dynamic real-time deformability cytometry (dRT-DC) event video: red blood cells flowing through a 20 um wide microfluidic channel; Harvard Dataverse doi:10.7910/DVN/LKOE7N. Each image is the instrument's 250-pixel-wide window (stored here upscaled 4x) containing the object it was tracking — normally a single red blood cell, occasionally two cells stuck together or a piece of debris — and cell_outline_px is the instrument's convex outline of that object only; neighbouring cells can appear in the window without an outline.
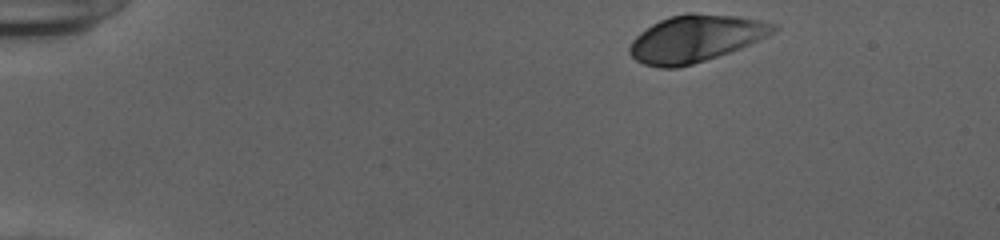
{"species": "human", "species_latin": "Homo sapiens", "temperature_condition": "cold", "stored_images_in_passage": 46, "camera_frame_rate_fps": 3000, "um_per_image_px": 0.085, "donor": {"sex": "female"}, "frame": {"image": 1, "passage_image": 1, "time_ms": 0.0, "image_size_px": [1000, 240], "cell_outline_px": [[780, 28], [740, 48], [692, 64], [676, 68], [660, 68], [644, 64], [636, 60], [628, 52], [628, 48], [632, 40], [640, 32], [652, 24], [668, 16], [688, 12], [692, 12], [736, 16], [760, 20], [776, 24]], "centroid_in_image_um": [59.06, 3.26], "position_along_channel_um": 25.9, "area_um2": 39.02}}
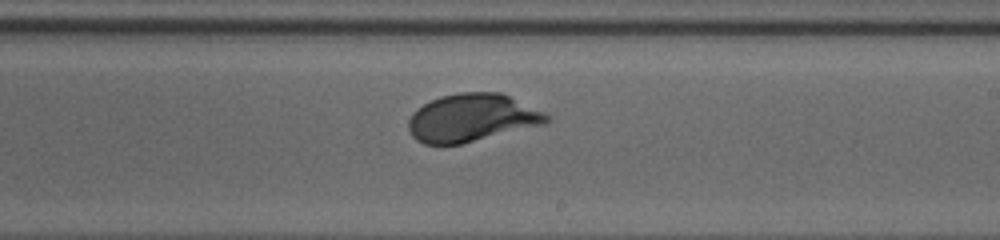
{"frame": {"image": 2, "passage_image": 26, "time_ms": 8.333, "image_size_px": [1000, 240], "cell_outline_px": [[552, 120], [544, 124], [460, 144], [424, 144], [416, 140], [412, 136], [408, 128], [408, 120], [412, 112], [416, 108], [440, 96], [460, 92], [500, 92], [544, 112], [552, 116]], "centroid_in_image_um": [40.1, 10.01], "position_along_channel_um": 248.9, "area_um2": 38.44}}
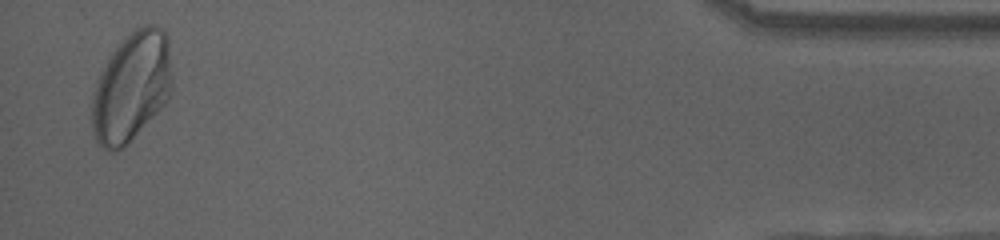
{"frame": {"image": 3, "passage_image": 45, "time_ms": 14.667, "image_size_px": [1000, 240], "cell_outline_px": [[172, 88], [168, 100], [120, 148], [112, 152], [108, 152], [96, 140], [92, 132], [92, 92], [96, 80], [108, 56], [136, 28], [144, 24], [156, 24], [168, 36], [172, 84]], "centroid_in_image_um": [11.16, 7.34], "position_along_channel_um": 424.0, "area_um2": 50.58}, "authors_computed_cell_mechanics": {"area_um2": 38.5526, "velocity_mm_per_s": 3.8664, "shape_relaxation_time_tau1_ms": 2.6247, "shape_relaxation_time_tau2_ms": null, "deformation_change_tau1": 0.1614, "deformation_change_tau2": null}}